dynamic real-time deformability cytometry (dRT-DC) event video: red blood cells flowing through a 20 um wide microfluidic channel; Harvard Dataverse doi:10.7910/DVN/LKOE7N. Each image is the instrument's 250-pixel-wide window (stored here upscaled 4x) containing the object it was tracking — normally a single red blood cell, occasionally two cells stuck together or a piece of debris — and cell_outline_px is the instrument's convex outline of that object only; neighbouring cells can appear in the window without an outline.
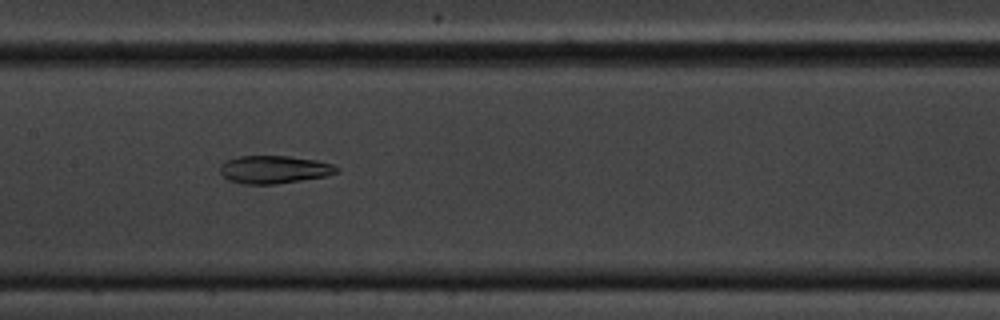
{"species": "common noctule bat (a hibernating species)", "species_latin": "Nyctalus noctula", "temperature_condition": "cold", "stored_images_in_passage": 8, "camera_frame_rate_fps": 3000, "um_per_image_px": 0.085, "animal": {"sex": "male", "body_mass_g": 20.1, "forearm_length_mm": 53.5}, "frame": {"image": 1, "passage_image": 7, "time_ms": 7.0, "image_size_px": [1000, 320], "cell_outline_px": [[340, 168], [336, 172], [324, 176], [276, 184], [244, 184], [228, 180], [220, 172], [220, 164], [224, 160], [240, 156], [288, 156], [316, 160], [332, 164]], "centroid_in_image_um": [23.25, 14.4], "position_along_channel_um": 184.1, "area_um2": 18.84}}
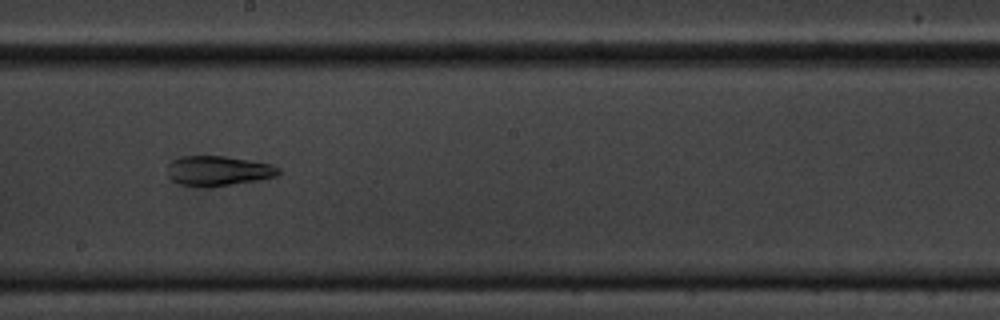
{"frame": {"image": 2, "passage_image": 8, "time_ms": 8.333, "image_size_px": [1000, 320], "cell_outline_px": [[280, 172], [276, 176], [256, 180], [208, 188], [180, 184], [172, 180], [168, 176], [168, 164], [172, 160], [180, 156], [224, 156], [272, 164], [280, 168]], "centroid_in_image_um": [18.52, 14.52], "position_along_channel_um": 229.7, "area_um2": 19.36}}